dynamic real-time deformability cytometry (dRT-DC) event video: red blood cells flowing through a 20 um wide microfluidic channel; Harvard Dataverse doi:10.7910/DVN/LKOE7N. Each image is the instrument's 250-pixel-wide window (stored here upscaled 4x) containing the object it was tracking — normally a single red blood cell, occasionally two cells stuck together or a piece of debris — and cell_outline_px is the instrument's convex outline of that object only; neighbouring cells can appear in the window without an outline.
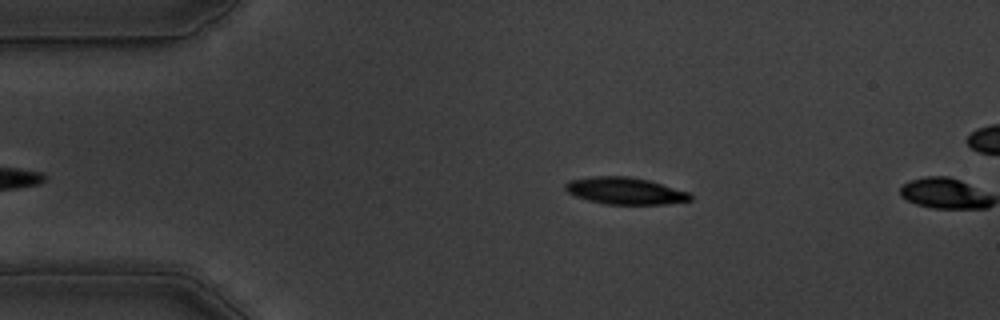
{"species": "common noctule bat (a hibernating species)", "species_latin": "Nyctalus noctula", "temperature_condition": "warm", "stored_images_in_passage": 5, "camera_frame_rate_fps": 3000, "um_per_image_px": 0.085, "animal": {"sex": "male", "body_mass_g": 19.5, "forearm_length_mm": 54.6}, "frame": {"image": 1, "passage_image": 4, "time_ms": 1.0, "image_size_px": [1000, 320], "cell_outline_px": [[692, 200], [664, 204], [604, 204], [588, 200], [576, 196], [568, 192], [564, 188], [564, 184], [568, 180], [592, 176], [628, 176], [648, 180], [688, 192], [692, 196]], "centroid_in_image_um": [53.09, 16.22], "position_along_channel_um": 31.9, "area_um2": 19.54}}